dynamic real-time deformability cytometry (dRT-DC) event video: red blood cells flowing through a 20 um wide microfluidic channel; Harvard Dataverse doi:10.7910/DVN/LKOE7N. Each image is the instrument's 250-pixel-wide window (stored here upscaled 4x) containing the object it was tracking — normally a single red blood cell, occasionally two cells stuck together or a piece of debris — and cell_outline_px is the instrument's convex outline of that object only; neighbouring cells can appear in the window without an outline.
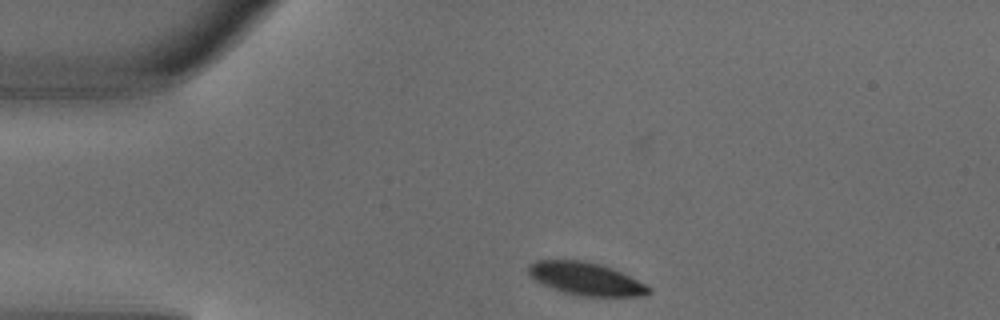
{"species": "common noctule bat (a hibernating species)", "species_latin": "Nyctalus noctula", "temperature_condition": "warm", "stored_images_in_passage": 3, "segment_of_instrument_passage": [1, 2], "camera_frame_rate_fps": 3000, "um_per_image_px": 0.085, "animal": {"sex": "male", "body_mass_g": 18.8}, "frame": {"image": 1, "passage_image": 1, "time_ms": 0.0, "image_size_px": [1000, 320], "cell_outline_px": [[652, 292], [644, 296], [584, 296], [564, 292], [544, 284], [536, 280], [528, 272], [528, 264], [536, 260], [584, 260], [600, 264], [612, 268], [652, 288]], "centroid_in_image_um": [49.81, 23.69], "position_along_channel_um": 35.2, "area_um2": 22.66}}